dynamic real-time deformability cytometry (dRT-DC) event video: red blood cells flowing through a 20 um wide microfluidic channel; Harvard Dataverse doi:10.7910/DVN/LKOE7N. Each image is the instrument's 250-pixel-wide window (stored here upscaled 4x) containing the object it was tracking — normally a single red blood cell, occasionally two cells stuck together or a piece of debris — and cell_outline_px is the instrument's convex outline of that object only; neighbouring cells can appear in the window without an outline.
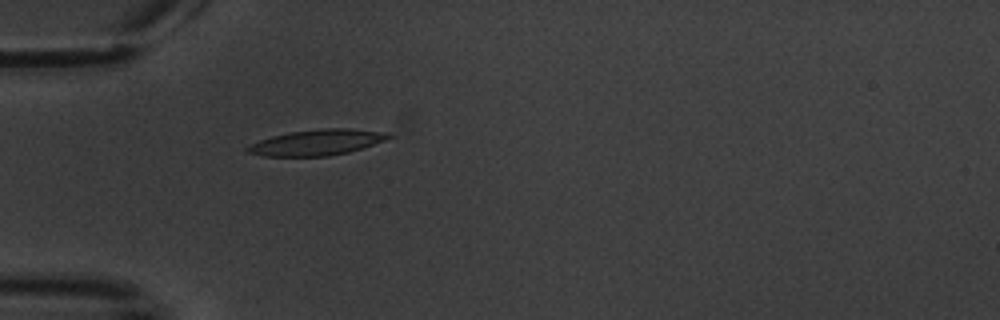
{"species": "common noctule bat (a hibernating species)", "species_latin": "Nyctalus noctula", "temperature_condition": "warm", "stored_images_in_passage": 5, "camera_frame_rate_fps": 3000, "um_per_image_px": 0.085, "animal": {"sex": "male", "body_mass_g": 20.1, "forearm_length_mm": 53.5}, "frame": {"image": 1, "passage_image": 5, "time_ms": 5.0, "image_size_px": [1000, 320], "cell_outline_px": [[392, 136], [388, 140], [348, 152], [328, 156], [264, 156], [248, 152], [244, 148], [248, 144], [272, 136], [292, 132], [324, 128], [348, 128], [388, 132]], "centroid_in_image_um": [26.96, 12.1], "position_along_channel_um": 58.0, "area_um2": 21.15}}